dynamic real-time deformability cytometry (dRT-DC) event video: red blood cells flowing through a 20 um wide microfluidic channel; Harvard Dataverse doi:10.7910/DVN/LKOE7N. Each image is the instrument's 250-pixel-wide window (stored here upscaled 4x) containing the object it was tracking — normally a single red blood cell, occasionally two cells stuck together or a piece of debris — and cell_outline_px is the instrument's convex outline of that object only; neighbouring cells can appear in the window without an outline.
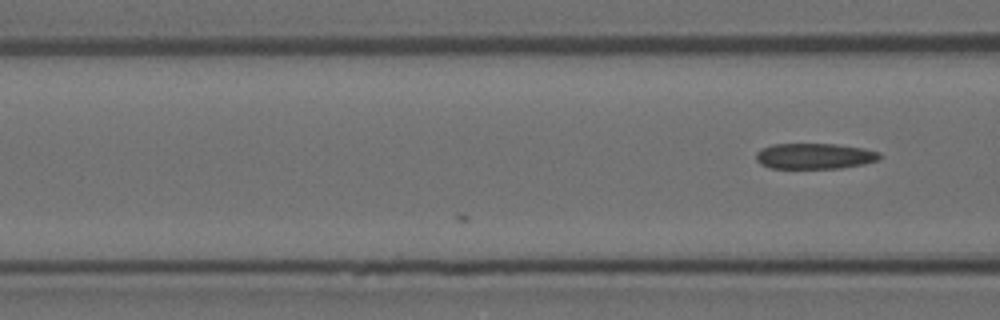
{"species": "Egyptian fruit bat (a non-hibernating species)", "species_latin": "Rousettus aegyptiacus", "temperature_condition": "room temperature", "stored_images_in_passage": 5, "camera_frame_rate_fps": 3000, "um_per_image_px": 0.085, "animal": {"sex": "female"}, "frame": {"image": 1, "passage_image": 5, "time_ms": 1.333, "image_size_px": [1000, 320], "cell_outline_px": [[880, 156], [876, 160], [864, 164], [840, 168], [772, 168], [760, 164], [756, 160], [756, 152], [760, 148], [772, 144], [836, 144], [864, 148], [880, 152]], "centroid_in_image_um": [69.2, 13.26], "position_along_channel_um": 97.4, "area_um2": 18.55}}